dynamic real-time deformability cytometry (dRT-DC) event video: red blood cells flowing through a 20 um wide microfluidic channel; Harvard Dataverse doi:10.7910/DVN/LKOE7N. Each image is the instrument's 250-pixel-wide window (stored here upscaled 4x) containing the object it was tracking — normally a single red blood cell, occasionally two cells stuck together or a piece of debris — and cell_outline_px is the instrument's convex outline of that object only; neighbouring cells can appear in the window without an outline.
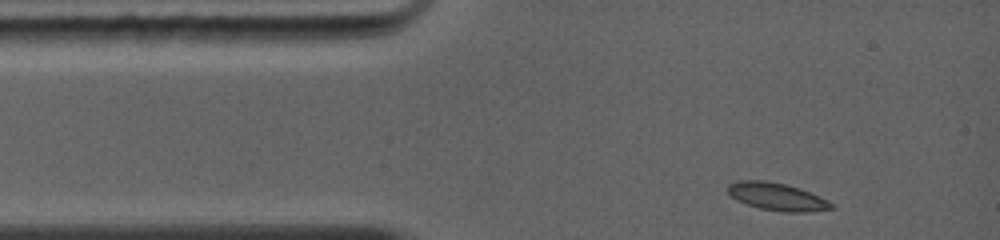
{"species": "common noctule bat (a hibernating species)", "species_latin": "Nyctalus noctula", "temperature_condition": "warm", "stored_images_in_passage": 19, "camera_frame_rate_fps": 5000, "um_per_image_px": 0.085, "animal": {"sex": "female", "body_mass_g": 19.0, "forearm_length_mm": 56.7}, "frame": {"image": 1, "passage_image": 1, "time_ms": 0.0, "image_size_px": [1000, 240], "cell_outline_px": [[832, 208], [808, 212], [784, 212], [760, 208], [736, 200], [728, 192], [728, 184], [736, 180], [768, 180], [800, 188], [828, 200], [832, 204]], "centroid_in_image_um": [66.01, 16.7], "position_along_channel_um": 19.0, "area_um2": 16.53}}
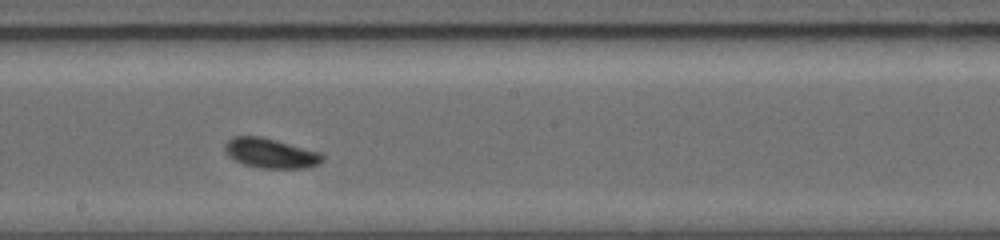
{"frame": {"image": 2, "passage_image": 11, "time_ms": 5.6, "image_size_px": [1000, 240], "cell_outline_px": [[324, 160], [320, 164], [308, 168], [260, 168], [244, 164], [228, 156], [224, 148], [224, 144], [232, 136], [260, 136], [320, 152], [324, 156]], "centroid_in_image_um": [23.01, 13.03], "position_along_channel_um": 225.2, "area_um2": 16.94}}
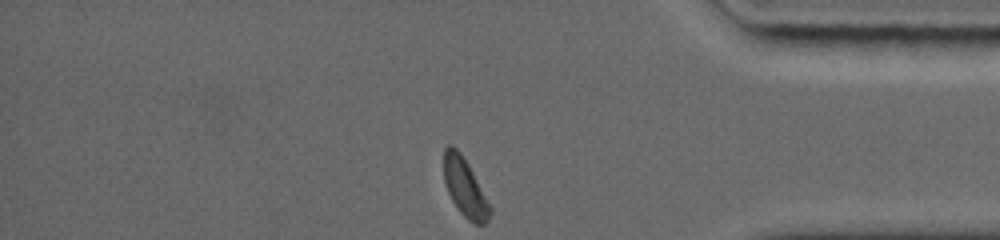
{"frame": {"image": 3, "passage_image": 19, "time_ms": 10.0, "image_size_px": [1000, 240], "cell_outline_px": [[492, 212], [488, 220], [484, 224], [476, 224], [468, 220], [460, 212], [452, 200], [448, 192], [444, 180], [444, 148], [448, 144], [452, 144], [460, 152], [468, 164], [492, 208]], "centroid_in_image_um": [39.51, 15.94], "position_along_channel_um": 395.7, "area_um2": 15.55}, "authors_computed_cell_mechanics": {"area_um2": 16.2418, "velocity_mm_per_s": 4.3274, "shape_relaxation_time_tau1_ms": 1.7364, "shape_relaxation_time_tau2_ms": null, "deformation_change_tau1": 0.0646, "deformation_change_tau2": null}}